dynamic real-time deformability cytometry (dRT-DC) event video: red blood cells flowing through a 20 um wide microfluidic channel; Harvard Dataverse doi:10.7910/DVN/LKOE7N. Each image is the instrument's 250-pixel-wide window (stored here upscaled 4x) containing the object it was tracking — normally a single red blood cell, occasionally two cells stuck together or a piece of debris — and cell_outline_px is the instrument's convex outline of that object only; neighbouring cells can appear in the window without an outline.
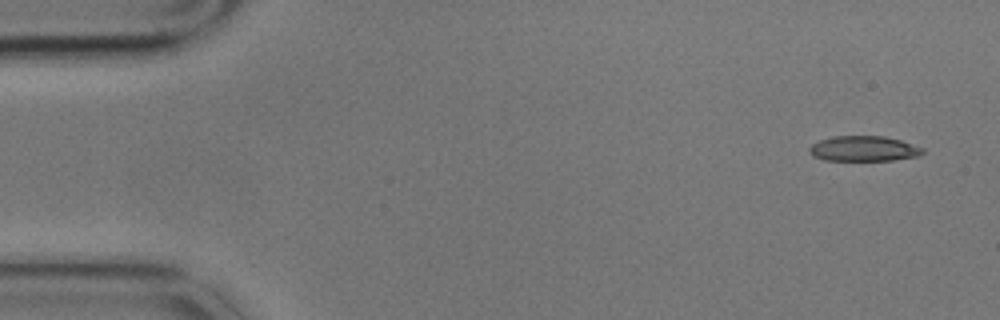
{"species": "common noctule bat (a hibernating species)", "species_latin": "Nyctalus noctula", "temperature_condition": "cold", "stored_images_in_passage": 4, "camera_frame_rate_fps": 3000, "um_per_image_px": 0.085, "animal": {"sex": "male", "body_mass_g": 17.9}, "frame": {"image": 1, "passage_image": 1, "time_ms": 0.0, "image_size_px": [1000, 320], "cell_outline_px": [[924, 152], [920, 156], [892, 160], [824, 160], [812, 156], [808, 152], [808, 148], [812, 144], [820, 140], [832, 136], [884, 136], [900, 140], [924, 148]], "centroid_in_image_um": [73.4, 12.63], "position_along_channel_um": 11.6, "area_um2": 16.76}}
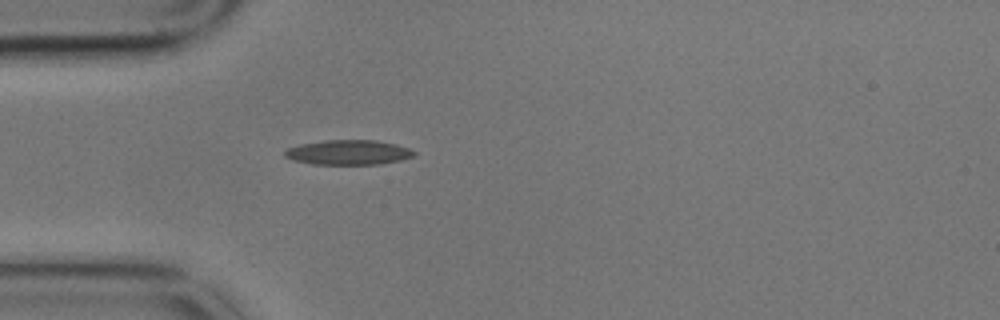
{"frame": {"image": 2, "passage_image": 4, "time_ms": 1.0, "image_size_px": [1000, 320], "cell_outline_px": [[416, 156], [400, 160], [380, 164], [312, 164], [292, 160], [284, 156], [284, 152], [288, 148], [300, 144], [324, 140], [376, 140], [396, 144], [408, 148], [416, 152]], "centroid_in_image_um": [29.62, 12.95], "position_along_channel_um": 55.4, "area_um2": 18.73}}